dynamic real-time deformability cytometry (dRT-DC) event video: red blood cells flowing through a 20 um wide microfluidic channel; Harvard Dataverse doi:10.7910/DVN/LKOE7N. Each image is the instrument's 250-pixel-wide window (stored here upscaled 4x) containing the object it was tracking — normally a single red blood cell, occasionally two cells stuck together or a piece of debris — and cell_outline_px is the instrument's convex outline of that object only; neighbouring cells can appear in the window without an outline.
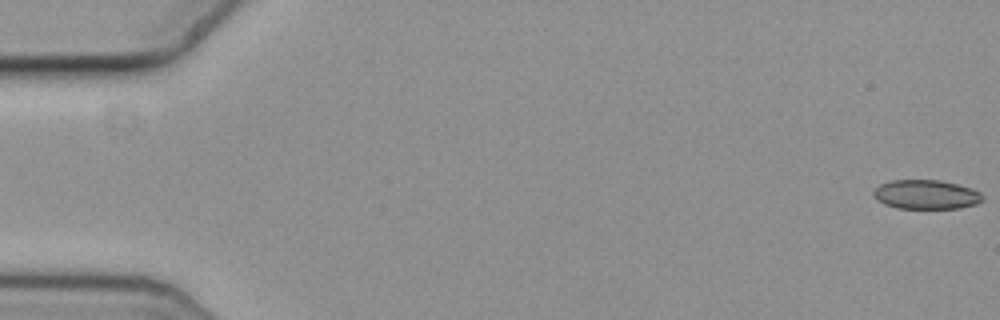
{"species": "common noctule bat (a hibernating species)", "species_latin": "Nyctalus noctula", "temperature_condition": "cold", "stored_images_in_passage": 55, "camera_frame_rate_fps": 3000, "um_per_image_px": 0.085, "animal": {"sex": "female", "body_mass_g": 19.3, "forearm_length_mm": 54.1}, "frame": {"image": 1, "passage_image": 1, "time_ms": 0.0, "image_size_px": [1000, 320], "cell_outline_px": [[984, 200], [976, 204], [960, 208], [896, 208], [884, 204], [876, 200], [872, 196], [872, 192], [880, 184], [892, 180], [936, 180], [956, 184], [980, 192], [984, 196]], "centroid_in_image_um": [78.68, 16.54], "position_along_channel_um": 6.3, "area_um2": 18.55}}
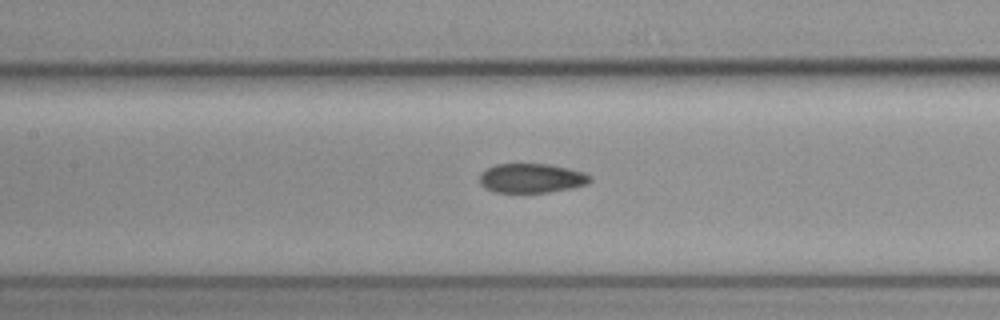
{"frame": {"image": 2, "passage_image": 27, "time_ms": 8.667, "image_size_px": [1000, 320], "cell_outline_px": [[592, 180], [588, 184], [572, 188], [548, 192], [496, 192], [484, 188], [480, 184], [480, 172], [496, 164], [548, 164], [568, 168], [584, 172], [592, 176]], "centroid_in_image_um": [45.2, 15.14], "position_along_channel_um": 162.2, "area_um2": 18.96}}
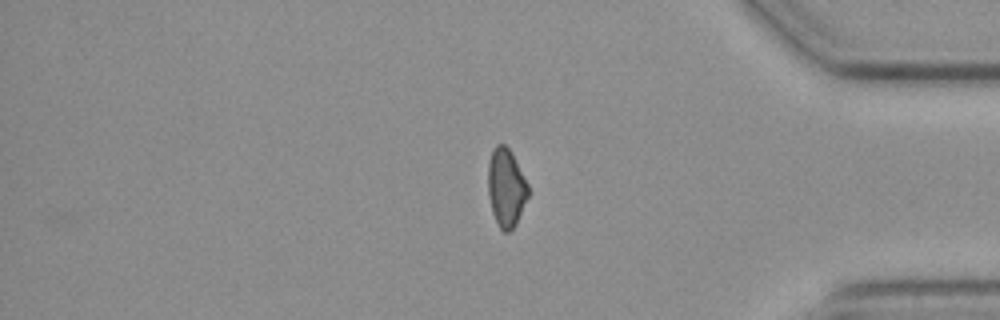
{"frame": {"image": 3, "passage_image": 48, "time_ms": 15.667, "image_size_px": [1000, 320], "cell_outline_px": [[528, 196], [516, 224], [508, 232], [504, 232], [500, 228], [492, 212], [488, 196], [488, 164], [492, 148], [496, 144], [504, 144], [508, 148], [528, 184]], "centroid_in_image_um": [42.99, 15.95], "position_along_channel_um": 392.2, "area_um2": 18.09}, "authors_computed_cell_mechanics": {"area_um2": 19.2474, "velocity_mm_per_s": 3.657, "shape_relaxation_time_tau1_ms": null, "shape_relaxation_time_tau2_ms": 3.7041, "deformation_change_tau1": null, "deformation_change_tau2": 0.0865}}